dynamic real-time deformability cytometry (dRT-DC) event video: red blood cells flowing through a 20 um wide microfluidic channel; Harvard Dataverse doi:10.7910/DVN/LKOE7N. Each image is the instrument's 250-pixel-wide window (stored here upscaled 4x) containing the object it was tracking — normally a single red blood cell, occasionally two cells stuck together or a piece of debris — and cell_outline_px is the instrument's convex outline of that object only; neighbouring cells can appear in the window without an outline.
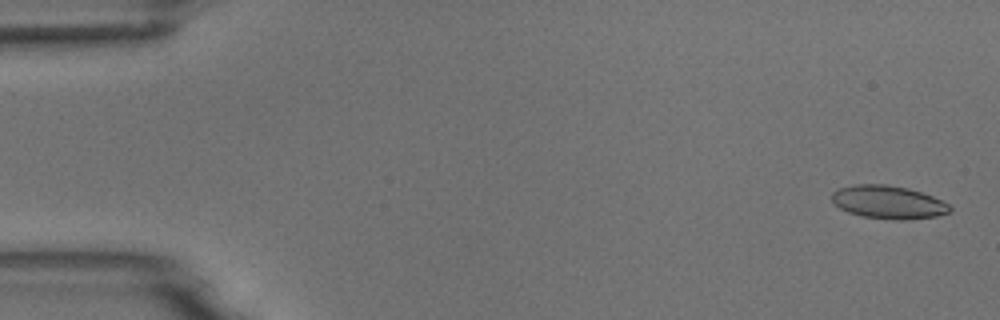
{"species": "common noctule bat (a hibernating species)", "species_latin": "Nyctalus noctula", "temperature_condition": "room temperature", "stored_images_in_passage": 54, "camera_frame_rate_fps": 3000, "um_per_image_px": 0.085, "animal": {"sex": "male", "body_mass_g": 18.8}, "frame": {"image": 1, "passage_image": 2, "time_ms": 0.333, "image_size_px": [1000, 320], "cell_outline_px": [[952, 208], [948, 212], [936, 216], [904, 220], [892, 220], [860, 216], [848, 212], [840, 208], [832, 200], [832, 192], [840, 188], [856, 184], [884, 184], [908, 188], [932, 196], [948, 204]], "centroid_in_image_um": [75.48, 17.19], "position_along_channel_um": 9.5, "area_um2": 22.66}}
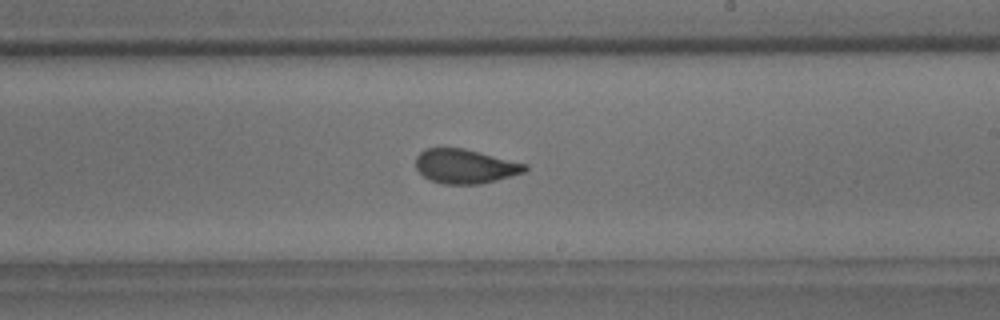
{"frame": {"image": 2, "passage_image": 32, "time_ms": 10.333, "image_size_px": [1000, 320], "cell_outline_px": [[528, 168], [524, 172], [496, 180], [480, 184], [444, 184], [432, 180], [424, 176], [416, 168], [416, 156], [420, 152], [428, 148], [464, 148], [528, 164]], "centroid_in_image_um": [39.55, 14.13], "position_along_channel_um": 249.5, "area_um2": 21.68}}
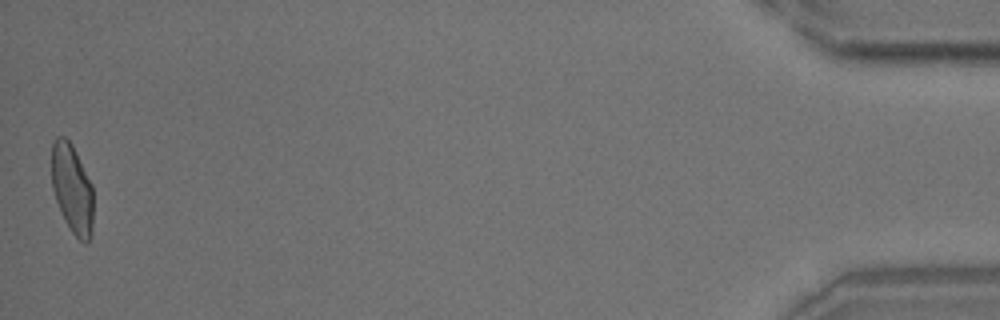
{"frame": {"image": 3, "passage_image": 54, "time_ms": 17.667, "image_size_px": [1000, 320], "cell_outline_px": [[92, 236], [84, 244], [72, 232], [64, 220], [56, 200], [52, 188], [52, 144], [56, 136], [64, 136], [72, 144], [92, 184]], "centroid_in_image_um": [6.13, 16.04], "position_along_channel_um": 429.1, "area_um2": 21.62}, "authors_computed_cell_mechanics": {"area_um2": 22.542, "velocity_mm_per_s": 3.7212, "shape_relaxation_time_tau1_ms": 6.0891, "shape_relaxation_time_tau2_ms": 1.076, "deformation_change_tau1": 0.1664, "deformation_change_tau2": 0.0764}}